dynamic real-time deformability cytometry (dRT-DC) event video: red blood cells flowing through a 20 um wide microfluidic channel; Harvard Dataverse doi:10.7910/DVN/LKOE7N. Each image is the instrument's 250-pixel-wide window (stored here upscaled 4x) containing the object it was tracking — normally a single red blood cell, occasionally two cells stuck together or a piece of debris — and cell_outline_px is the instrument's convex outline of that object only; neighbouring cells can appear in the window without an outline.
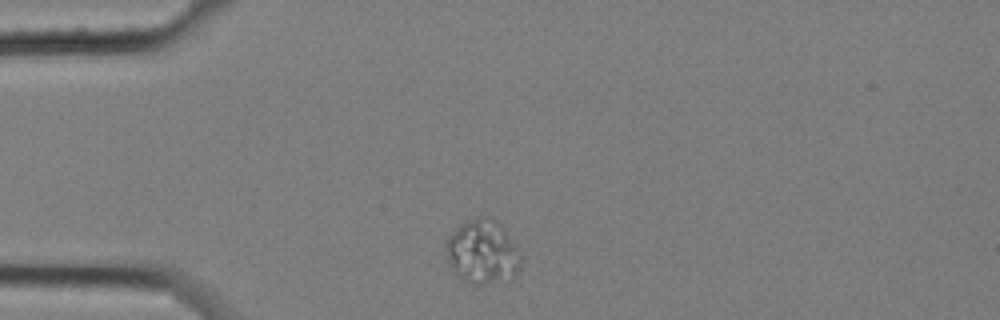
{"species": "common noctule bat (a hibernating species)", "species_latin": "Nyctalus noctula", "temperature_condition": "cold", "stored_images_in_passage": 3, "camera_frame_rate_fps": 3000, "um_per_image_px": 0.085, "animal": {"sex": "female", "body_mass_g": 25.1}, "frame": {"image": 1, "passage_image": 1, "time_ms": 0.0, "image_size_px": [1000, 320], "cell_outline_px": [[520, 268], [516, 272], [484, 284], [468, 284], [460, 280], [448, 264], [444, 244], [448, 236], [460, 224], [476, 216], [492, 216], [504, 228], [520, 252]], "centroid_in_image_um": [40.94, 21.36], "position_along_channel_um": 44.1, "area_um2": 27.86}}
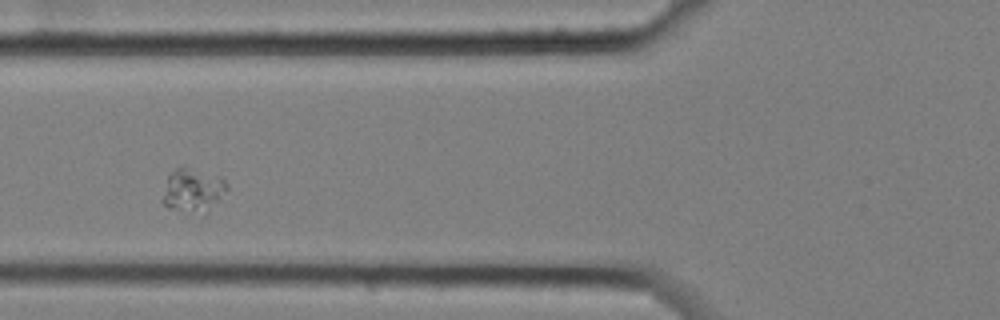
{"frame": {"image": 2, "passage_image": 3, "time_ms": 0.667, "image_size_px": [1000, 320], "cell_outline_px": [[228, 188], [208, 212], [204, 216], [168, 208], [160, 200], [168, 176], [180, 164], [184, 164], [220, 176], [224, 180]], "centroid_in_image_um": [16.37, 16.17], "position_along_channel_um": 109.4, "area_um2": 16.99}}